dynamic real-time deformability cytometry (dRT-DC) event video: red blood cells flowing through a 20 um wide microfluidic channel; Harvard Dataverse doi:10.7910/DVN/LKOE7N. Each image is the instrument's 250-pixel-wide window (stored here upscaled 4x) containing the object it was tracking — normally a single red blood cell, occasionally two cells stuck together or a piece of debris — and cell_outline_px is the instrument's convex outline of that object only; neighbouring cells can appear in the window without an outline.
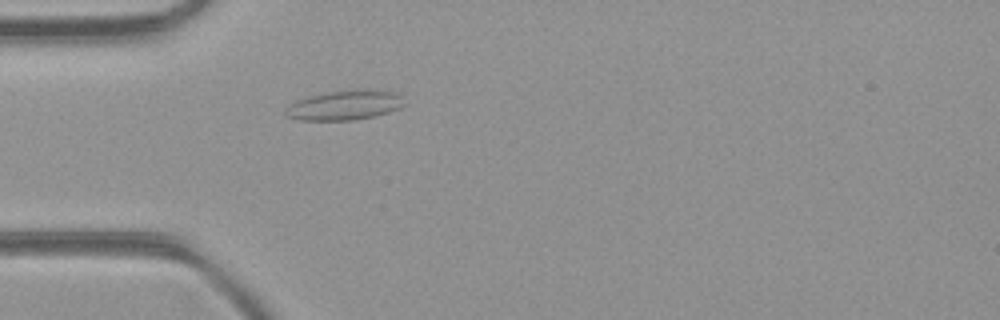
{"species": "common noctule bat (a hibernating species)", "species_latin": "Nyctalus noctula", "temperature_condition": "room temperature", "stored_images_in_passage": 45, "camera_frame_rate_fps": 3000, "um_per_image_px": 0.085, "animal": {"sex": "female", "body_mass_g": 21.9}, "frame": {"image": 1, "passage_image": 12, "time_ms": 3.667, "image_size_px": [1000, 320], "cell_outline_px": [[400, 108], [376, 116], [356, 120], [300, 120], [284, 116], [284, 112], [288, 104], [296, 100], [308, 96], [324, 92], [360, 88], [368, 88], [396, 92], [400, 96]], "centroid_in_image_um": [29.23, 8.93], "position_along_channel_um": 55.8, "area_um2": 20.87}}
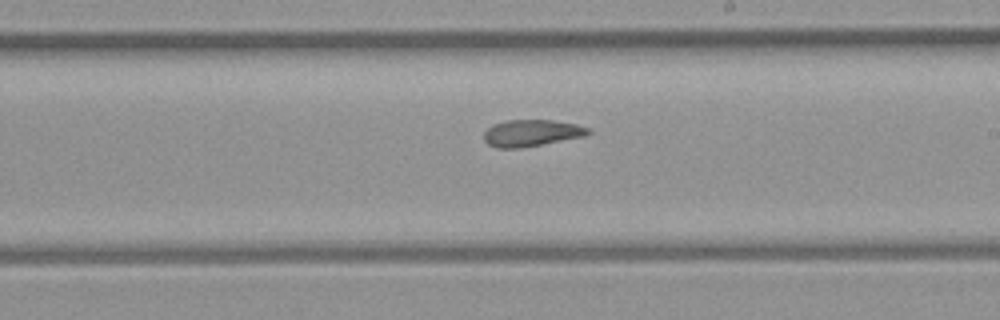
{"frame": {"image": 2, "passage_image": 25, "time_ms": 8.0, "image_size_px": [1000, 320], "cell_outline_px": [[592, 132], [584, 136], [520, 148], [496, 148], [488, 144], [484, 140], [484, 132], [492, 124], [508, 120], [552, 120], [576, 124], [588, 128]], "centroid_in_image_um": [45.15, 11.3], "position_along_channel_um": 243.9, "area_um2": 16.13}}
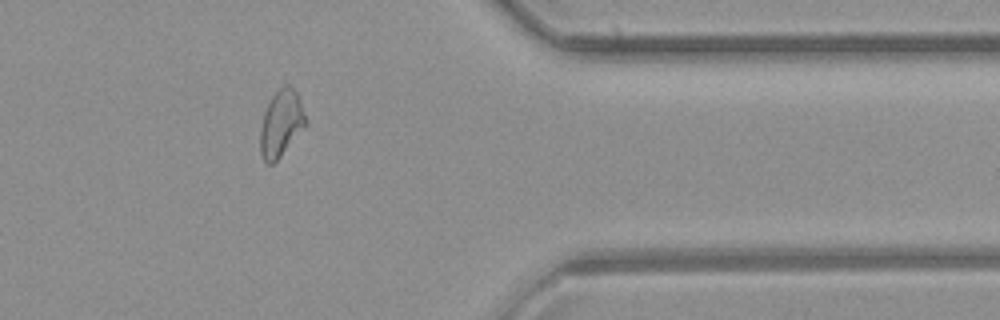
{"frame": {"image": 3, "passage_image": 36, "time_ms": 11.667, "image_size_px": [1000, 320], "cell_outline_px": [[308, 124], [280, 156], [272, 164], [268, 164], [264, 160], [260, 152], [260, 128], [264, 112], [272, 96], [284, 84], [288, 84], [300, 96], [308, 120]], "centroid_in_image_um": [23.93, 10.47], "position_along_channel_um": 387.5, "area_um2": 17.74}, "authors_computed_cell_mechanics": {"area_um2": 17.34, "velocity_mm_per_s": 4.4615, "shape_relaxation_time_tau1_ms": null, "shape_relaxation_time_tau2_ms": 5.0768, "deformation_change_tau1": null, "deformation_change_tau2": 0.1164}}